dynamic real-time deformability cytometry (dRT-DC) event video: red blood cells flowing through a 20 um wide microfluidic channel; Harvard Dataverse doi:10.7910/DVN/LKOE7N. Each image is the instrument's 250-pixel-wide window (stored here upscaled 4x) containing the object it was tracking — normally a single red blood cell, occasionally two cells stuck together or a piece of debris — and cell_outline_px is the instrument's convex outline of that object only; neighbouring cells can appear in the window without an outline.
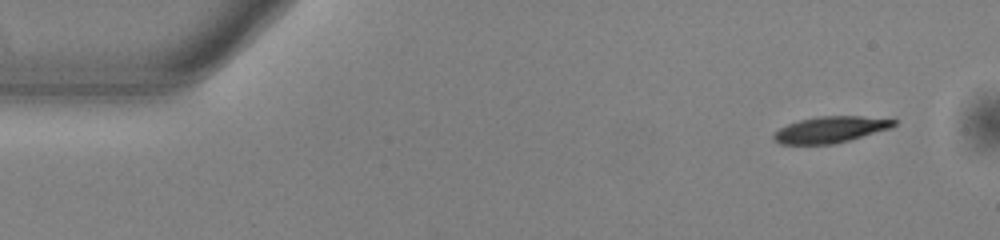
{"species": "common noctule bat (a hibernating species)", "species_latin": "Nyctalus noctula", "temperature_condition": "warm", "stored_images_in_passage": 50, "camera_frame_rate_fps": 3000, "um_per_image_px": 0.085, "animal": {"sex": "male", "body_mass_g": 13.0, "forearm_length_mm": 53.1}, "frame": {"image": 1, "passage_image": 1, "time_ms": 0.0, "image_size_px": [1000, 240], "cell_outline_px": [[896, 124], [892, 128], [848, 140], [832, 144], [780, 144], [772, 140], [772, 136], [780, 128], [788, 124], [800, 120], [820, 116], [860, 116], [896, 120]], "centroid_in_image_um": [70.57, 11.02], "position_along_channel_um": 14.4, "area_um2": 18.21}}
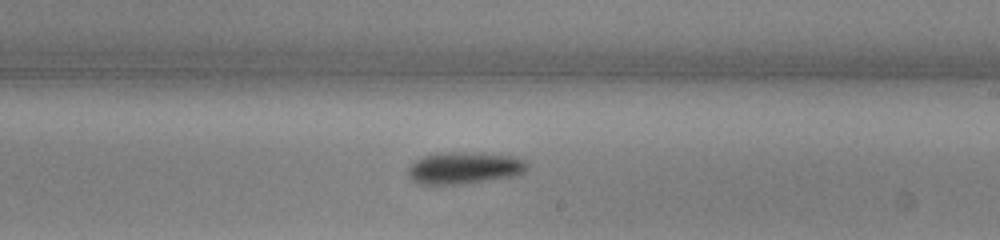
{"frame": {"image": 2, "passage_image": 28, "time_ms": 9.0, "image_size_px": [1000, 240], "cell_outline_px": [[528, 168], [520, 176], [460, 184], [420, 184], [412, 180], [408, 176], [408, 168], [416, 160], [424, 156], [444, 152], [468, 152], [520, 156], [528, 164]], "centroid_in_image_um": [39.54, 14.27], "position_along_channel_um": 249.5, "area_um2": 22.48}}
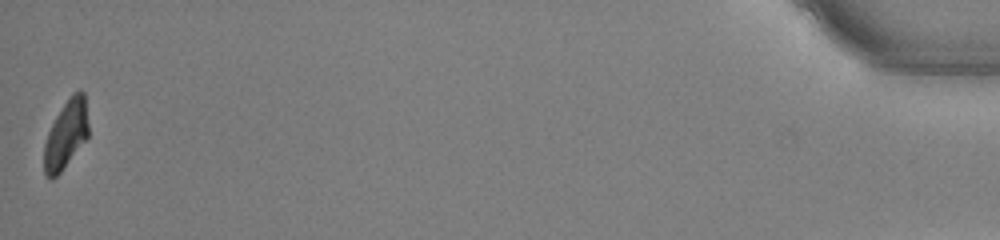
{"frame": {"image": 3, "passage_image": 50, "time_ms": 16.333, "image_size_px": [1000, 240], "cell_outline_px": [[88, 136], [60, 172], [52, 180], [44, 172], [44, 144], [48, 132], [56, 116], [72, 92], [80, 88], [84, 92], [88, 124]], "centroid_in_image_um": [5.61, 11.39], "position_along_channel_um": 429.6, "area_um2": 17.4}, "authors_computed_cell_mechanics": {"area_um2": 20.1433, "velocity_mm_per_s": 3.8376, "shape_relaxation_time_tau1_ms": 2.5843, "shape_relaxation_time_tau2_ms": null, "deformation_change_tau1": 0.1228, "deformation_change_tau2": null}}